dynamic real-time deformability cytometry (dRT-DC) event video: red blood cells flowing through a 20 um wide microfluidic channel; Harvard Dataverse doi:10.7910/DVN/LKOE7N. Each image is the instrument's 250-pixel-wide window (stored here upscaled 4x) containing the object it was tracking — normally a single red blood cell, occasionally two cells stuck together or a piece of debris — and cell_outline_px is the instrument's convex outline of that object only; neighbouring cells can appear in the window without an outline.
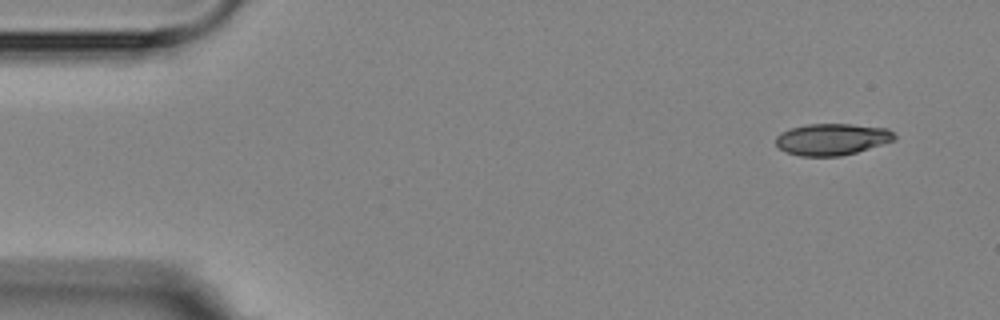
{"species": "Egyptian fruit bat (a non-hibernating species)", "species_latin": "Rousettus aegyptiacus", "temperature_condition": "room temperature", "stored_images_in_passage": 3, "camera_frame_rate_fps": 3000, "um_per_image_px": 0.085, "animal": {"sex": "female"}, "frame": {"image": 1, "passage_image": 1, "time_ms": 0.0, "image_size_px": [1000, 320], "cell_outline_px": [[896, 140], [856, 152], [840, 156], [800, 156], [788, 152], [780, 148], [776, 144], [776, 136], [780, 132], [792, 128], [808, 124], [852, 124], [888, 128], [896, 136]], "centroid_in_image_um": [70.74, 11.83], "position_along_channel_um": 14.3, "area_um2": 21.79}}